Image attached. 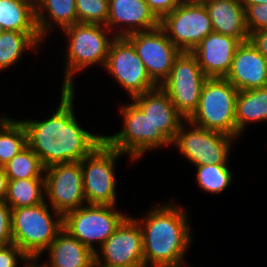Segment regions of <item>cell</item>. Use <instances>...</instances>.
Wrapping results in <instances>:
<instances>
[{
  "mask_svg": "<svg viewBox=\"0 0 267 267\" xmlns=\"http://www.w3.org/2000/svg\"><path fill=\"white\" fill-rule=\"evenodd\" d=\"M45 251L49 254L47 267H92L95 264V252L64 229Z\"/></svg>",
  "mask_w": 267,
  "mask_h": 267,
  "instance_id": "cell-21",
  "label": "cell"
},
{
  "mask_svg": "<svg viewBox=\"0 0 267 267\" xmlns=\"http://www.w3.org/2000/svg\"><path fill=\"white\" fill-rule=\"evenodd\" d=\"M95 263L101 267H145L142 231L134 217L128 215L96 251Z\"/></svg>",
  "mask_w": 267,
  "mask_h": 267,
  "instance_id": "cell-14",
  "label": "cell"
},
{
  "mask_svg": "<svg viewBox=\"0 0 267 267\" xmlns=\"http://www.w3.org/2000/svg\"><path fill=\"white\" fill-rule=\"evenodd\" d=\"M12 209L5 202H0V247L13 243L12 240Z\"/></svg>",
  "mask_w": 267,
  "mask_h": 267,
  "instance_id": "cell-32",
  "label": "cell"
},
{
  "mask_svg": "<svg viewBox=\"0 0 267 267\" xmlns=\"http://www.w3.org/2000/svg\"><path fill=\"white\" fill-rule=\"evenodd\" d=\"M235 121L240 135L249 123L267 121V87L238 92Z\"/></svg>",
  "mask_w": 267,
  "mask_h": 267,
  "instance_id": "cell-24",
  "label": "cell"
},
{
  "mask_svg": "<svg viewBox=\"0 0 267 267\" xmlns=\"http://www.w3.org/2000/svg\"><path fill=\"white\" fill-rule=\"evenodd\" d=\"M120 155L124 154L103 140L80 161L87 204L116 206L114 166Z\"/></svg>",
  "mask_w": 267,
  "mask_h": 267,
  "instance_id": "cell-7",
  "label": "cell"
},
{
  "mask_svg": "<svg viewBox=\"0 0 267 267\" xmlns=\"http://www.w3.org/2000/svg\"><path fill=\"white\" fill-rule=\"evenodd\" d=\"M60 104L47 120H21L27 132V145L43 166L80 162L104 135H95L80 127L73 111L74 89H61Z\"/></svg>",
  "mask_w": 267,
  "mask_h": 267,
  "instance_id": "cell-1",
  "label": "cell"
},
{
  "mask_svg": "<svg viewBox=\"0 0 267 267\" xmlns=\"http://www.w3.org/2000/svg\"><path fill=\"white\" fill-rule=\"evenodd\" d=\"M7 119H8V117H6V116L0 117V121H4V120H7Z\"/></svg>",
  "mask_w": 267,
  "mask_h": 267,
  "instance_id": "cell-40",
  "label": "cell"
},
{
  "mask_svg": "<svg viewBox=\"0 0 267 267\" xmlns=\"http://www.w3.org/2000/svg\"><path fill=\"white\" fill-rule=\"evenodd\" d=\"M115 205L85 204L63 216V229L96 253L127 217Z\"/></svg>",
  "mask_w": 267,
  "mask_h": 267,
  "instance_id": "cell-8",
  "label": "cell"
},
{
  "mask_svg": "<svg viewBox=\"0 0 267 267\" xmlns=\"http://www.w3.org/2000/svg\"><path fill=\"white\" fill-rule=\"evenodd\" d=\"M241 42L228 35L212 32L191 51L208 78H225L229 73L235 51Z\"/></svg>",
  "mask_w": 267,
  "mask_h": 267,
  "instance_id": "cell-16",
  "label": "cell"
},
{
  "mask_svg": "<svg viewBox=\"0 0 267 267\" xmlns=\"http://www.w3.org/2000/svg\"><path fill=\"white\" fill-rule=\"evenodd\" d=\"M106 26L110 32L115 28L116 37H126L134 32L153 30L160 26V20L141 0H109V15ZM121 26V27H120Z\"/></svg>",
  "mask_w": 267,
  "mask_h": 267,
  "instance_id": "cell-18",
  "label": "cell"
},
{
  "mask_svg": "<svg viewBox=\"0 0 267 267\" xmlns=\"http://www.w3.org/2000/svg\"><path fill=\"white\" fill-rule=\"evenodd\" d=\"M245 8V23L249 34L267 29V3L250 5Z\"/></svg>",
  "mask_w": 267,
  "mask_h": 267,
  "instance_id": "cell-31",
  "label": "cell"
},
{
  "mask_svg": "<svg viewBox=\"0 0 267 267\" xmlns=\"http://www.w3.org/2000/svg\"><path fill=\"white\" fill-rule=\"evenodd\" d=\"M77 23L106 25L109 0H75Z\"/></svg>",
  "mask_w": 267,
  "mask_h": 267,
  "instance_id": "cell-30",
  "label": "cell"
},
{
  "mask_svg": "<svg viewBox=\"0 0 267 267\" xmlns=\"http://www.w3.org/2000/svg\"><path fill=\"white\" fill-rule=\"evenodd\" d=\"M130 97L155 89L158 85L149 77L133 44L126 37H115L104 66Z\"/></svg>",
  "mask_w": 267,
  "mask_h": 267,
  "instance_id": "cell-12",
  "label": "cell"
},
{
  "mask_svg": "<svg viewBox=\"0 0 267 267\" xmlns=\"http://www.w3.org/2000/svg\"><path fill=\"white\" fill-rule=\"evenodd\" d=\"M0 26L7 31L39 33L35 0H0Z\"/></svg>",
  "mask_w": 267,
  "mask_h": 267,
  "instance_id": "cell-23",
  "label": "cell"
},
{
  "mask_svg": "<svg viewBox=\"0 0 267 267\" xmlns=\"http://www.w3.org/2000/svg\"><path fill=\"white\" fill-rule=\"evenodd\" d=\"M38 258H29L28 260L25 261L24 267H47L45 264L44 265H38L36 264V261Z\"/></svg>",
  "mask_w": 267,
  "mask_h": 267,
  "instance_id": "cell-39",
  "label": "cell"
},
{
  "mask_svg": "<svg viewBox=\"0 0 267 267\" xmlns=\"http://www.w3.org/2000/svg\"><path fill=\"white\" fill-rule=\"evenodd\" d=\"M174 203L152 207L135 219L142 231L145 267H181L192 242L187 210Z\"/></svg>",
  "mask_w": 267,
  "mask_h": 267,
  "instance_id": "cell-2",
  "label": "cell"
},
{
  "mask_svg": "<svg viewBox=\"0 0 267 267\" xmlns=\"http://www.w3.org/2000/svg\"><path fill=\"white\" fill-rule=\"evenodd\" d=\"M206 0H177L178 5L204 4Z\"/></svg>",
  "mask_w": 267,
  "mask_h": 267,
  "instance_id": "cell-38",
  "label": "cell"
},
{
  "mask_svg": "<svg viewBox=\"0 0 267 267\" xmlns=\"http://www.w3.org/2000/svg\"><path fill=\"white\" fill-rule=\"evenodd\" d=\"M45 179L9 180L5 202L11 209L34 206L45 202Z\"/></svg>",
  "mask_w": 267,
  "mask_h": 267,
  "instance_id": "cell-26",
  "label": "cell"
},
{
  "mask_svg": "<svg viewBox=\"0 0 267 267\" xmlns=\"http://www.w3.org/2000/svg\"><path fill=\"white\" fill-rule=\"evenodd\" d=\"M45 198L53 215L63 216L86 203L80 162L54 164L45 168Z\"/></svg>",
  "mask_w": 267,
  "mask_h": 267,
  "instance_id": "cell-10",
  "label": "cell"
},
{
  "mask_svg": "<svg viewBox=\"0 0 267 267\" xmlns=\"http://www.w3.org/2000/svg\"><path fill=\"white\" fill-rule=\"evenodd\" d=\"M249 41L267 59V29L251 32Z\"/></svg>",
  "mask_w": 267,
  "mask_h": 267,
  "instance_id": "cell-35",
  "label": "cell"
},
{
  "mask_svg": "<svg viewBox=\"0 0 267 267\" xmlns=\"http://www.w3.org/2000/svg\"><path fill=\"white\" fill-rule=\"evenodd\" d=\"M244 7H249L250 5L256 4H266L267 0H239Z\"/></svg>",
  "mask_w": 267,
  "mask_h": 267,
  "instance_id": "cell-37",
  "label": "cell"
},
{
  "mask_svg": "<svg viewBox=\"0 0 267 267\" xmlns=\"http://www.w3.org/2000/svg\"><path fill=\"white\" fill-rule=\"evenodd\" d=\"M92 267H101V266H99V265H97V264L95 263Z\"/></svg>",
  "mask_w": 267,
  "mask_h": 267,
  "instance_id": "cell-41",
  "label": "cell"
},
{
  "mask_svg": "<svg viewBox=\"0 0 267 267\" xmlns=\"http://www.w3.org/2000/svg\"><path fill=\"white\" fill-rule=\"evenodd\" d=\"M238 91L267 87V59L250 41L241 43L225 77Z\"/></svg>",
  "mask_w": 267,
  "mask_h": 267,
  "instance_id": "cell-17",
  "label": "cell"
},
{
  "mask_svg": "<svg viewBox=\"0 0 267 267\" xmlns=\"http://www.w3.org/2000/svg\"><path fill=\"white\" fill-rule=\"evenodd\" d=\"M132 101L171 142L175 139L180 125L186 119L176 110L168 94L160 86L134 96Z\"/></svg>",
  "mask_w": 267,
  "mask_h": 267,
  "instance_id": "cell-19",
  "label": "cell"
},
{
  "mask_svg": "<svg viewBox=\"0 0 267 267\" xmlns=\"http://www.w3.org/2000/svg\"><path fill=\"white\" fill-rule=\"evenodd\" d=\"M196 168L198 185L208 193H222L233 180V173L227 164H208Z\"/></svg>",
  "mask_w": 267,
  "mask_h": 267,
  "instance_id": "cell-29",
  "label": "cell"
},
{
  "mask_svg": "<svg viewBox=\"0 0 267 267\" xmlns=\"http://www.w3.org/2000/svg\"><path fill=\"white\" fill-rule=\"evenodd\" d=\"M238 90L226 78H208L203 85L199 104L187 119L206 130L237 138L235 108Z\"/></svg>",
  "mask_w": 267,
  "mask_h": 267,
  "instance_id": "cell-4",
  "label": "cell"
},
{
  "mask_svg": "<svg viewBox=\"0 0 267 267\" xmlns=\"http://www.w3.org/2000/svg\"><path fill=\"white\" fill-rule=\"evenodd\" d=\"M27 146V132L20 120L9 117L0 121V167L5 166Z\"/></svg>",
  "mask_w": 267,
  "mask_h": 267,
  "instance_id": "cell-27",
  "label": "cell"
},
{
  "mask_svg": "<svg viewBox=\"0 0 267 267\" xmlns=\"http://www.w3.org/2000/svg\"><path fill=\"white\" fill-rule=\"evenodd\" d=\"M25 262L29 257L14 243L0 247V267H18V260Z\"/></svg>",
  "mask_w": 267,
  "mask_h": 267,
  "instance_id": "cell-33",
  "label": "cell"
},
{
  "mask_svg": "<svg viewBox=\"0 0 267 267\" xmlns=\"http://www.w3.org/2000/svg\"><path fill=\"white\" fill-rule=\"evenodd\" d=\"M42 42L39 33L3 30L0 33V71L18 63L27 49L36 51Z\"/></svg>",
  "mask_w": 267,
  "mask_h": 267,
  "instance_id": "cell-25",
  "label": "cell"
},
{
  "mask_svg": "<svg viewBox=\"0 0 267 267\" xmlns=\"http://www.w3.org/2000/svg\"><path fill=\"white\" fill-rule=\"evenodd\" d=\"M208 77L192 52H180L168 77L160 87L168 94L176 110L187 120L197 109L201 91Z\"/></svg>",
  "mask_w": 267,
  "mask_h": 267,
  "instance_id": "cell-9",
  "label": "cell"
},
{
  "mask_svg": "<svg viewBox=\"0 0 267 267\" xmlns=\"http://www.w3.org/2000/svg\"><path fill=\"white\" fill-rule=\"evenodd\" d=\"M160 27L181 52H191L214 32L204 4L178 5L160 20Z\"/></svg>",
  "mask_w": 267,
  "mask_h": 267,
  "instance_id": "cell-13",
  "label": "cell"
},
{
  "mask_svg": "<svg viewBox=\"0 0 267 267\" xmlns=\"http://www.w3.org/2000/svg\"><path fill=\"white\" fill-rule=\"evenodd\" d=\"M120 111L123 128L114 135L104 136V140L122 154L129 155L131 160L143 157L147 151L172 145L133 101L122 105Z\"/></svg>",
  "mask_w": 267,
  "mask_h": 267,
  "instance_id": "cell-6",
  "label": "cell"
},
{
  "mask_svg": "<svg viewBox=\"0 0 267 267\" xmlns=\"http://www.w3.org/2000/svg\"><path fill=\"white\" fill-rule=\"evenodd\" d=\"M204 5L215 33L232 36L241 43L249 41L245 8L239 0H206Z\"/></svg>",
  "mask_w": 267,
  "mask_h": 267,
  "instance_id": "cell-20",
  "label": "cell"
},
{
  "mask_svg": "<svg viewBox=\"0 0 267 267\" xmlns=\"http://www.w3.org/2000/svg\"><path fill=\"white\" fill-rule=\"evenodd\" d=\"M35 15L39 34L44 40L53 29L51 24L63 30L77 23L75 0H35Z\"/></svg>",
  "mask_w": 267,
  "mask_h": 267,
  "instance_id": "cell-22",
  "label": "cell"
},
{
  "mask_svg": "<svg viewBox=\"0 0 267 267\" xmlns=\"http://www.w3.org/2000/svg\"><path fill=\"white\" fill-rule=\"evenodd\" d=\"M3 168L8 180L44 178L45 173L40 158L29 146L16 154Z\"/></svg>",
  "mask_w": 267,
  "mask_h": 267,
  "instance_id": "cell-28",
  "label": "cell"
},
{
  "mask_svg": "<svg viewBox=\"0 0 267 267\" xmlns=\"http://www.w3.org/2000/svg\"><path fill=\"white\" fill-rule=\"evenodd\" d=\"M126 38L135 47L149 77L160 86L168 77L174 60L181 51L160 26L149 31L131 33Z\"/></svg>",
  "mask_w": 267,
  "mask_h": 267,
  "instance_id": "cell-15",
  "label": "cell"
},
{
  "mask_svg": "<svg viewBox=\"0 0 267 267\" xmlns=\"http://www.w3.org/2000/svg\"><path fill=\"white\" fill-rule=\"evenodd\" d=\"M46 201L12 209V240L29 258H38L63 229V218L51 216Z\"/></svg>",
  "mask_w": 267,
  "mask_h": 267,
  "instance_id": "cell-5",
  "label": "cell"
},
{
  "mask_svg": "<svg viewBox=\"0 0 267 267\" xmlns=\"http://www.w3.org/2000/svg\"><path fill=\"white\" fill-rule=\"evenodd\" d=\"M146 3L159 20L178 6L177 0H146Z\"/></svg>",
  "mask_w": 267,
  "mask_h": 267,
  "instance_id": "cell-34",
  "label": "cell"
},
{
  "mask_svg": "<svg viewBox=\"0 0 267 267\" xmlns=\"http://www.w3.org/2000/svg\"><path fill=\"white\" fill-rule=\"evenodd\" d=\"M62 31L69 41L62 89L73 90L75 73L95 64L105 66L110 45L116 35L110 38L107 36L110 30L106 25L90 23H76Z\"/></svg>",
  "mask_w": 267,
  "mask_h": 267,
  "instance_id": "cell-3",
  "label": "cell"
},
{
  "mask_svg": "<svg viewBox=\"0 0 267 267\" xmlns=\"http://www.w3.org/2000/svg\"><path fill=\"white\" fill-rule=\"evenodd\" d=\"M8 177L3 167H0V202L5 201L8 187Z\"/></svg>",
  "mask_w": 267,
  "mask_h": 267,
  "instance_id": "cell-36",
  "label": "cell"
},
{
  "mask_svg": "<svg viewBox=\"0 0 267 267\" xmlns=\"http://www.w3.org/2000/svg\"><path fill=\"white\" fill-rule=\"evenodd\" d=\"M185 121L192 129L186 131L187 128L182 123L172 145H175L194 166L227 164L232 142L236 138Z\"/></svg>",
  "mask_w": 267,
  "mask_h": 267,
  "instance_id": "cell-11",
  "label": "cell"
}]
</instances>
